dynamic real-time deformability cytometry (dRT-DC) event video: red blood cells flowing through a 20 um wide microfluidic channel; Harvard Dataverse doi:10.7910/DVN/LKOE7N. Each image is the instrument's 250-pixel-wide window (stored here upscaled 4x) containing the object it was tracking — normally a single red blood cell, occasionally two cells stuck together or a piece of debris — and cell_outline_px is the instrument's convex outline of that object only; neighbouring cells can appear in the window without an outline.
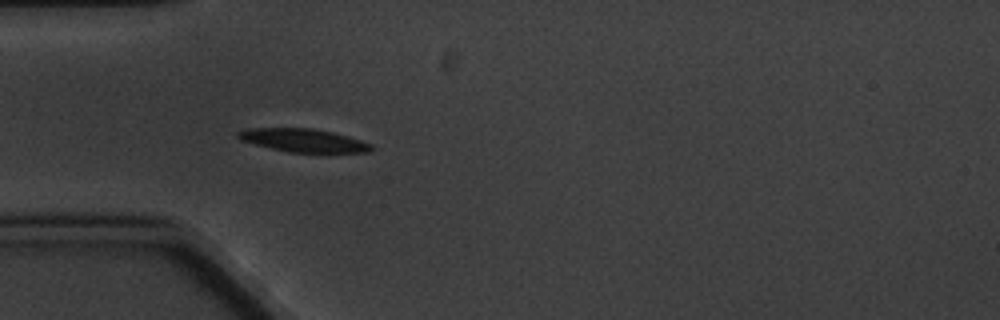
{"species": "common noctule bat (a hibernating species)", "species_latin": "Nyctalus noctula", "temperature_condition": "cold", "stored_images_in_passage": 6, "camera_frame_rate_fps": 3000, "um_per_image_px": 0.085, "animal": {"sex": "male", "body_mass_g": 20.1, "forearm_length_mm": 53.5}, "frame": {"image": 1, "passage_image": 6, "time_ms": 5.667, "image_size_px": [1000, 320], "cell_outline_px": [[376, 148], [372, 152], [288, 152], [240, 140], [236, 136], [236, 132], [252, 128], [312, 128], [332, 132], [348, 136], [372, 144]], "centroid_in_image_um": [25.83, 11.93], "position_along_channel_um": 59.2, "area_um2": 17.92}}